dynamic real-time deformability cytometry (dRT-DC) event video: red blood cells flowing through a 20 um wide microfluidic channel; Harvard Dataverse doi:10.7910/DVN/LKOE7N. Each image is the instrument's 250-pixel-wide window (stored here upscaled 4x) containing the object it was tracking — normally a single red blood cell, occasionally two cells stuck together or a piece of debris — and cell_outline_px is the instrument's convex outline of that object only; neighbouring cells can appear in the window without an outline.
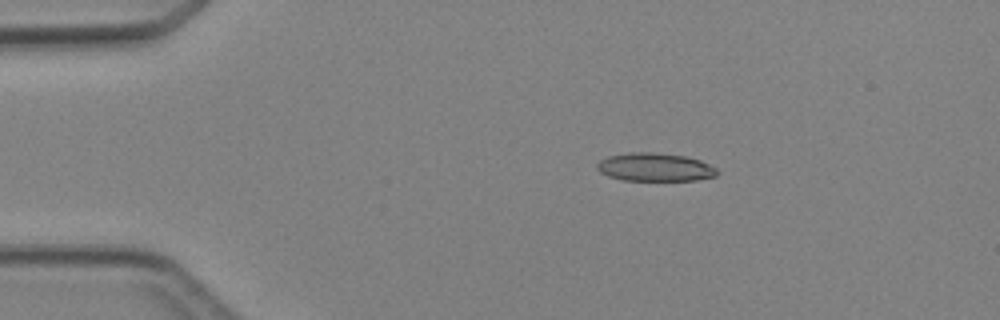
{"species": "Egyptian fruit bat (a non-hibernating species)", "species_latin": "Rousettus aegyptiacus", "temperature_condition": "cold", "stored_images_in_passage": 5, "camera_frame_rate_fps": 3000, "um_per_image_px": 0.085, "animal": {"sex": "female"}, "frame": {"image": 1, "passage_image": 2, "time_ms": 1.333, "image_size_px": [1000, 320], "cell_outline_px": [[720, 172], [716, 176], [696, 180], [624, 180], [608, 176], [600, 172], [596, 168], [596, 164], [600, 160], [608, 156], [632, 152], [652, 152], [684, 156], [700, 160], [716, 168]], "centroid_in_image_um": [55.67, 14.21], "position_along_channel_um": 29.3, "area_um2": 19.71}}
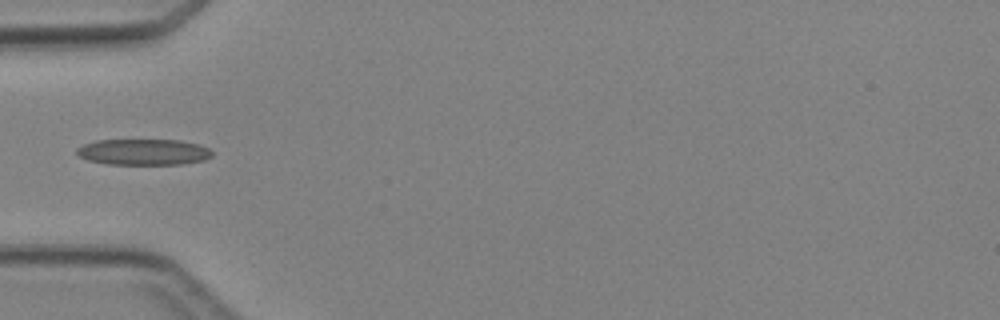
{"frame": {"image": 2, "passage_image": 4, "time_ms": 3.667, "image_size_px": [1000, 320], "cell_outline_px": [[212, 156], [204, 160], [184, 164], [108, 164], [88, 160], [80, 156], [76, 152], [76, 148], [84, 144], [96, 140], [180, 140], [200, 144], [208, 148], [212, 152]], "centroid_in_image_um": [12.22, 12.91], "position_along_channel_um": 72.8, "area_um2": 20.58}}
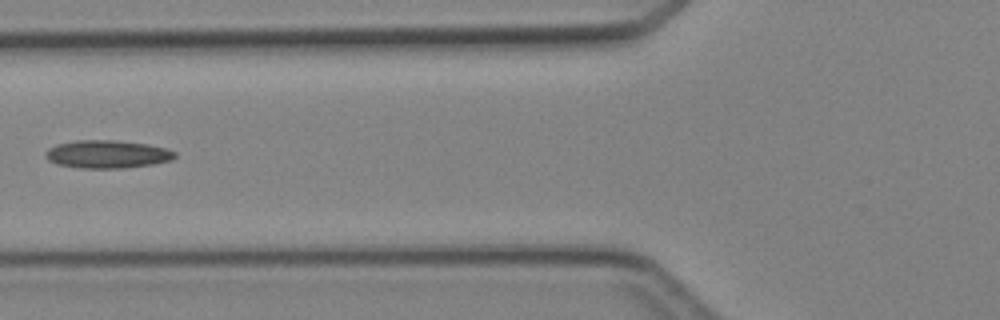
{"frame": {"image": 3, "passage_image": 5, "time_ms": 4.667, "image_size_px": [1000, 320], "cell_outline_px": [[176, 156], [172, 160], [152, 164], [124, 168], [84, 168], [56, 164], [48, 160], [44, 156], [44, 152], [48, 148], [56, 144], [76, 140], [112, 140], [148, 144], [168, 148], [176, 152]], "centroid_in_image_um": [9.11, 13.1], "position_along_channel_um": 116.7, "area_um2": 21.21}}